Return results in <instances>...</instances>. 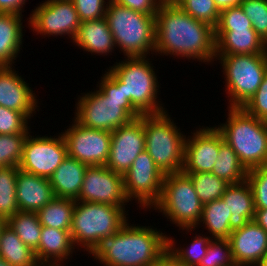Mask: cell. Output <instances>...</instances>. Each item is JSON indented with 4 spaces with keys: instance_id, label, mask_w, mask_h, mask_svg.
Here are the masks:
<instances>
[{
    "instance_id": "cell-31",
    "label": "cell",
    "mask_w": 267,
    "mask_h": 266,
    "mask_svg": "<svg viewBox=\"0 0 267 266\" xmlns=\"http://www.w3.org/2000/svg\"><path fill=\"white\" fill-rule=\"evenodd\" d=\"M7 224L27 247L37 251L42 229L37 212L18 211Z\"/></svg>"
},
{
    "instance_id": "cell-5",
    "label": "cell",
    "mask_w": 267,
    "mask_h": 266,
    "mask_svg": "<svg viewBox=\"0 0 267 266\" xmlns=\"http://www.w3.org/2000/svg\"><path fill=\"white\" fill-rule=\"evenodd\" d=\"M105 18L116 48L124 57H145L155 51V16L118 5L110 0Z\"/></svg>"
},
{
    "instance_id": "cell-18",
    "label": "cell",
    "mask_w": 267,
    "mask_h": 266,
    "mask_svg": "<svg viewBox=\"0 0 267 266\" xmlns=\"http://www.w3.org/2000/svg\"><path fill=\"white\" fill-rule=\"evenodd\" d=\"M14 68V66H0V106L22 112L31 119L33 114L36 115V110L39 112V99L29 87L30 84L26 83Z\"/></svg>"
},
{
    "instance_id": "cell-29",
    "label": "cell",
    "mask_w": 267,
    "mask_h": 266,
    "mask_svg": "<svg viewBox=\"0 0 267 266\" xmlns=\"http://www.w3.org/2000/svg\"><path fill=\"white\" fill-rule=\"evenodd\" d=\"M76 201L55 197L37 214L42 226L70 231Z\"/></svg>"
},
{
    "instance_id": "cell-17",
    "label": "cell",
    "mask_w": 267,
    "mask_h": 266,
    "mask_svg": "<svg viewBox=\"0 0 267 266\" xmlns=\"http://www.w3.org/2000/svg\"><path fill=\"white\" fill-rule=\"evenodd\" d=\"M193 131L186 137L182 172L211 173L224 138L215 126L199 125L198 130Z\"/></svg>"
},
{
    "instance_id": "cell-6",
    "label": "cell",
    "mask_w": 267,
    "mask_h": 266,
    "mask_svg": "<svg viewBox=\"0 0 267 266\" xmlns=\"http://www.w3.org/2000/svg\"><path fill=\"white\" fill-rule=\"evenodd\" d=\"M171 116L167 110L156 114H141L145 130V151L164 175L182 172L184 165L187 136Z\"/></svg>"
},
{
    "instance_id": "cell-52",
    "label": "cell",
    "mask_w": 267,
    "mask_h": 266,
    "mask_svg": "<svg viewBox=\"0 0 267 266\" xmlns=\"http://www.w3.org/2000/svg\"><path fill=\"white\" fill-rule=\"evenodd\" d=\"M0 266H13L10 263H8L5 259L0 257Z\"/></svg>"
},
{
    "instance_id": "cell-9",
    "label": "cell",
    "mask_w": 267,
    "mask_h": 266,
    "mask_svg": "<svg viewBox=\"0 0 267 266\" xmlns=\"http://www.w3.org/2000/svg\"><path fill=\"white\" fill-rule=\"evenodd\" d=\"M225 75L229 108H242L256 93L267 73V54L215 55Z\"/></svg>"
},
{
    "instance_id": "cell-41",
    "label": "cell",
    "mask_w": 267,
    "mask_h": 266,
    "mask_svg": "<svg viewBox=\"0 0 267 266\" xmlns=\"http://www.w3.org/2000/svg\"><path fill=\"white\" fill-rule=\"evenodd\" d=\"M215 31H231L235 29H253L250 19L240 5L221 10Z\"/></svg>"
},
{
    "instance_id": "cell-33",
    "label": "cell",
    "mask_w": 267,
    "mask_h": 266,
    "mask_svg": "<svg viewBox=\"0 0 267 266\" xmlns=\"http://www.w3.org/2000/svg\"><path fill=\"white\" fill-rule=\"evenodd\" d=\"M191 239V242L186 247H181L177 244L170 235L168 236V250L184 265L186 266H199L202 258L206 255L210 236L205 234H197ZM178 246V247H176ZM189 246V247H188ZM180 247V248H179Z\"/></svg>"
},
{
    "instance_id": "cell-49",
    "label": "cell",
    "mask_w": 267,
    "mask_h": 266,
    "mask_svg": "<svg viewBox=\"0 0 267 266\" xmlns=\"http://www.w3.org/2000/svg\"><path fill=\"white\" fill-rule=\"evenodd\" d=\"M214 1L218 9L221 11L226 8L240 5L243 0H214Z\"/></svg>"
},
{
    "instance_id": "cell-16",
    "label": "cell",
    "mask_w": 267,
    "mask_h": 266,
    "mask_svg": "<svg viewBox=\"0 0 267 266\" xmlns=\"http://www.w3.org/2000/svg\"><path fill=\"white\" fill-rule=\"evenodd\" d=\"M145 130L143 118L116 128L111 132V145L106 167L124 175L138 155L145 151Z\"/></svg>"
},
{
    "instance_id": "cell-15",
    "label": "cell",
    "mask_w": 267,
    "mask_h": 266,
    "mask_svg": "<svg viewBox=\"0 0 267 266\" xmlns=\"http://www.w3.org/2000/svg\"><path fill=\"white\" fill-rule=\"evenodd\" d=\"M75 201L125 207L129 201L125 193L123 175L112 171L106 165L88 166L80 194Z\"/></svg>"
},
{
    "instance_id": "cell-8",
    "label": "cell",
    "mask_w": 267,
    "mask_h": 266,
    "mask_svg": "<svg viewBox=\"0 0 267 266\" xmlns=\"http://www.w3.org/2000/svg\"><path fill=\"white\" fill-rule=\"evenodd\" d=\"M178 229L192 232L198 229L203 204L197 196L191 179L183 172L164 176L161 196L152 207Z\"/></svg>"
},
{
    "instance_id": "cell-13",
    "label": "cell",
    "mask_w": 267,
    "mask_h": 266,
    "mask_svg": "<svg viewBox=\"0 0 267 266\" xmlns=\"http://www.w3.org/2000/svg\"><path fill=\"white\" fill-rule=\"evenodd\" d=\"M27 135L19 169L49 179L68 156L67 144L62 133L55 136ZM42 136V137H41Z\"/></svg>"
},
{
    "instance_id": "cell-19",
    "label": "cell",
    "mask_w": 267,
    "mask_h": 266,
    "mask_svg": "<svg viewBox=\"0 0 267 266\" xmlns=\"http://www.w3.org/2000/svg\"><path fill=\"white\" fill-rule=\"evenodd\" d=\"M229 243L236 266H259L267 252V232L254 220L233 230Z\"/></svg>"
},
{
    "instance_id": "cell-10",
    "label": "cell",
    "mask_w": 267,
    "mask_h": 266,
    "mask_svg": "<svg viewBox=\"0 0 267 266\" xmlns=\"http://www.w3.org/2000/svg\"><path fill=\"white\" fill-rule=\"evenodd\" d=\"M81 95L77 98L74 119L85 127L112 132L141 116L130 101L110 100L98 88Z\"/></svg>"
},
{
    "instance_id": "cell-24",
    "label": "cell",
    "mask_w": 267,
    "mask_h": 266,
    "mask_svg": "<svg viewBox=\"0 0 267 266\" xmlns=\"http://www.w3.org/2000/svg\"><path fill=\"white\" fill-rule=\"evenodd\" d=\"M221 199L227 203V207L231 211L229 224L232 231L243 227L248 221L254 220L253 192L247 180L238 184H230Z\"/></svg>"
},
{
    "instance_id": "cell-14",
    "label": "cell",
    "mask_w": 267,
    "mask_h": 266,
    "mask_svg": "<svg viewBox=\"0 0 267 266\" xmlns=\"http://www.w3.org/2000/svg\"><path fill=\"white\" fill-rule=\"evenodd\" d=\"M63 132L68 156L88 166L106 165L111 145V132L92 129L79 124L74 118Z\"/></svg>"
},
{
    "instance_id": "cell-44",
    "label": "cell",
    "mask_w": 267,
    "mask_h": 266,
    "mask_svg": "<svg viewBox=\"0 0 267 266\" xmlns=\"http://www.w3.org/2000/svg\"><path fill=\"white\" fill-rule=\"evenodd\" d=\"M104 75L102 74L98 87L110 100L129 101L123 87H120V80L107 68Z\"/></svg>"
},
{
    "instance_id": "cell-27",
    "label": "cell",
    "mask_w": 267,
    "mask_h": 266,
    "mask_svg": "<svg viewBox=\"0 0 267 266\" xmlns=\"http://www.w3.org/2000/svg\"><path fill=\"white\" fill-rule=\"evenodd\" d=\"M0 257L13 266H39L35 253L7 224L0 235Z\"/></svg>"
},
{
    "instance_id": "cell-25",
    "label": "cell",
    "mask_w": 267,
    "mask_h": 266,
    "mask_svg": "<svg viewBox=\"0 0 267 266\" xmlns=\"http://www.w3.org/2000/svg\"><path fill=\"white\" fill-rule=\"evenodd\" d=\"M88 165L67 156L49 178L55 197L76 200Z\"/></svg>"
},
{
    "instance_id": "cell-46",
    "label": "cell",
    "mask_w": 267,
    "mask_h": 266,
    "mask_svg": "<svg viewBox=\"0 0 267 266\" xmlns=\"http://www.w3.org/2000/svg\"><path fill=\"white\" fill-rule=\"evenodd\" d=\"M27 0H0V13L23 15Z\"/></svg>"
},
{
    "instance_id": "cell-28",
    "label": "cell",
    "mask_w": 267,
    "mask_h": 266,
    "mask_svg": "<svg viewBox=\"0 0 267 266\" xmlns=\"http://www.w3.org/2000/svg\"><path fill=\"white\" fill-rule=\"evenodd\" d=\"M231 211L222 199H217L203 205L202 216L199 228L208 230L210 238L228 239L232 230L230 229L229 218ZM201 223L203 225H201Z\"/></svg>"
},
{
    "instance_id": "cell-40",
    "label": "cell",
    "mask_w": 267,
    "mask_h": 266,
    "mask_svg": "<svg viewBox=\"0 0 267 266\" xmlns=\"http://www.w3.org/2000/svg\"><path fill=\"white\" fill-rule=\"evenodd\" d=\"M246 180L253 192L255 209H267V165L249 170Z\"/></svg>"
},
{
    "instance_id": "cell-54",
    "label": "cell",
    "mask_w": 267,
    "mask_h": 266,
    "mask_svg": "<svg viewBox=\"0 0 267 266\" xmlns=\"http://www.w3.org/2000/svg\"><path fill=\"white\" fill-rule=\"evenodd\" d=\"M39 266H64V265L63 264L62 265L40 264Z\"/></svg>"
},
{
    "instance_id": "cell-45",
    "label": "cell",
    "mask_w": 267,
    "mask_h": 266,
    "mask_svg": "<svg viewBox=\"0 0 267 266\" xmlns=\"http://www.w3.org/2000/svg\"><path fill=\"white\" fill-rule=\"evenodd\" d=\"M120 6L130 8L144 14L155 16L158 12L159 0H112Z\"/></svg>"
},
{
    "instance_id": "cell-36",
    "label": "cell",
    "mask_w": 267,
    "mask_h": 266,
    "mask_svg": "<svg viewBox=\"0 0 267 266\" xmlns=\"http://www.w3.org/2000/svg\"><path fill=\"white\" fill-rule=\"evenodd\" d=\"M28 134L0 135V167H19Z\"/></svg>"
},
{
    "instance_id": "cell-34",
    "label": "cell",
    "mask_w": 267,
    "mask_h": 266,
    "mask_svg": "<svg viewBox=\"0 0 267 266\" xmlns=\"http://www.w3.org/2000/svg\"><path fill=\"white\" fill-rule=\"evenodd\" d=\"M192 181L194 189L201 203L212 202L221 199L226 188L230 185L225 180L216 177L212 173H184Z\"/></svg>"
},
{
    "instance_id": "cell-22",
    "label": "cell",
    "mask_w": 267,
    "mask_h": 266,
    "mask_svg": "<svg viewBox=\"0 0 267 266\" xmlns=\"http://www.w3.org/2000/svg\"><path fill=\"white\" fill-rule=\"evenodd\" d=\"M74 45L87 53L97 56L112 55L116 48L114 37L110 31L105 17L97 20H89L80 23L77 34L73 41Z\"/></svg>"
},
{
    "instance_id": "cell-11",
    "label": "cell",
    "mask_w": 267,
    "mask_h": 266,
    "mask_svg": "<svg viewBox=\"0 0 267 266\" xmlns=\"http://www.w3.org/2000/svg\"><path fill=\"white\" fill-rule=\"evenodd\" d=\"M164 176L149 154L141 152L123 175L128 201L134 200L139 208L150 211L159 201Z\"/></svg>"
},
{
    "instance_id": "cell-38",
    "label": "cell",
    "mask_w": 267,
    "mask_h": 266,
    "mask_svg": "<svg viewBox=\"0 0 267 266\" xmlns=\"http://www.w3.org/2000/svg\"><path fill=\"white\" fill-rule=\"evenodd\" d=\"M240 6L250 19L253 29L265 41L267 39V0H243Z\"/></svg>"
},
{
    "instance_id": "cell-39",
    "label": "cell",
    "mask_w": 267,
    "mask_h": 266,
    "mask_svg": "<svg viewBox=\"0 0 267 266\" xmlns=\"http://www.w3.org/2000/svg\"><path fill=\"white\" fill-rule=\"evenodd\" d=\"M29 121L22 112L0 106V135L29 134Z\"/></svg>"
},
{
    "instance_id": "cell-23",
    "label": "cell",
    "mask_w": 267,
    "mask_h": 266,
    "mask_svg": "<svg viewBox=\"0 0 267 266\" xmlns=\"http://www.w3.org/2000/svg\"><path fill=\"white\" fill-rule=\"evenodd\" d=\"M267 54L265 42L254 29L215 31V55Z\"/></svg>"
},
{
    "instance_id": "cell-1",
    "label": "cell",
    "mask_w": 267,
    "mask_h": 266,
    "mask_svg": "<svg viewBox=\"0 0 267 266\" xmlns=\"http://www.w3.org/2000/svg\"><path fill=\"white\" fill-rule=\"evenodd\" d=\"M155 30L156 56L192 59L205 65L216 61L214 27L194 19L178 4H160L155 15Z\"/></svg>"
},
{
    "instance_id": "cell-53",
    "label": "cell",
    "mask_w": 267,
    "mask_h": 266,
    "mask_svg": "<svg viewBox=\"0 0 267 266\" xmlns=\"http://www.w3.org/2000/svg\"><path fill=\"white\" fill-rule=\"evenodd\" d=\"M259 266H267V252L264 255V258Z\"/></svg>"
},
{
    "instance_id": "cell-26",
    "label": "cell",
    "mask_w": 267,
    "mask_h": 266,
    "mask_svg": "<svg viewBox=\"0 0 267 266\" xmlns=\"http://www.w3.org/2000/svg\"><path fill=\"white\" fill-rule=\"evenodd\" d=\"M23 15L0 13V66H13L22 50Z\"/></svg>"
},
{
    "instance_id": "cell-50",
    "label": "cell",
    "mask_w": 267,
    "mask_h": 266,
    "mask_svg": "<svg viewBox=\"0 0 267 266\" xmlns=\"http://www.w3.org/2000/svg\"><path fill=\"white\" fill-rule=\"evenodd\" d=\"M7 225V220L5 218L0 217V235L2 230L6 227Z\"/></svg>"
},
{
    "instance_id": "cell-47",
    "label": "cell",
    "mask_w": 267,
    "mask_h": 266,
    "mask_svg": "<svg viewBox=\"0 0 267 266\" xmlns=\"http://www.w3.org/2000/svg\"><path fill=\"white\" fill-rule=\"evenodd\" d=\"M151 266H186L167 250Z\"/></svg>"
},
{
    "instance_id": "cell-21",
    "label": "cell",
    "mask_w": 267,
    "mask_h": 266,
    "mask_svg": "<svg viewBox=\"0 0 267 266\" xmlns=\"http://www.w3.org/2000/svg\"><path fill=\"white\" fill-rule=\"evenodd\" d=\"M74 249L70 231L42 226L35 257L39 264L64 265L73 258Z\"/></svg>"
},
{
    "instance_id": "cell-51",
    "label": "cell",
    "mask_w": 267,
    "mask_h": 266,
    "mask_svg": "<svg viewBox=\"0 0 267 266\" xmlns=\"http://www.w3.org/2000/svg\"><path fill=\"white\" fill-rule=\"evenodd\" d=\"M161 4L177 3L179 0H159Z\"/></svg>"
},
{
    "instance_id": "cell-42",
    "label": "cell",
    "mask_w": 267,
    "mask_h": 266,
    "mask_svg": "<svg viewBox=\"0 0 267 266\" xmlns=\"http://www.w3.org/2000/svg\"><path fill=\"white\" fill-rule=\"evenodd\" d=\"M81 22L105 17L110 0H72Z\"/></svg>"
},
{
    "instance_id": "cell-3",
    "label": "cell",
    "mask_w": 267,
    "mask_h": 266,
    "mask_svg": "<svg viewBox=\"0 0 267 266\" xmlns=\"http://www.w3.org/2000/svg\"><path fill=\"white\" fill-rule=\"evenodd\" d=\"M126 207L76 201L70 229L75 248L90 255L128 221Z\"/></svg>"
},
{
    "instance_id": "cell-7",
    "label": "cell",
    "mask_w": 267,
    "mask_h": 266,
    "mask_svg": "<svg viewBox=\"0 0 267 266\" xmlns=\"http://www.w3.org/2000/svg\"><path fill=\"white\" fill-rule=\"evenodd\" d=\"M149 60V56L125 57L109 67L120 80V87H123L126 99L140 114H156L166 110L159 101L161 99H157L160 98V85L155 66Z\"/></svg>"
},
{
    "instance_id": "cell-48",
    "label": "cell",
    "mask_w": 267,
    "mask_h": 266,
    "mask_svg": "<svg viewBox=\"0 0 267 266\" xmlns=\"http://www.w3.org/2000/svg\"><path fill=\"white\" fill-rule=\"evenodd\" d=\"M254 221L267 232V209H255Z\"/></svg>"
},
{
    "instance_id": "cell-12",
    "label": "cell",
    "mask_w": 267,
    "mask_h": 266,
    "mask_svg": "<svg viewBox=\"0 0 267 266\" xmlns=\"http://www.w3.org/2000/svg\"><path fill=\"white\" fill-rule=\"evenodd\" d=\"M27 20L28 27L41 37L67 35L72 41L81 23L72 0H45L32 9Z\"/></svg>"
},
{
    "instance_id": "cell-4",
    "label": "cell",
    "mask_w": 267,
    "mask_h": 266,
    "mask_svg": "<svg viewBox=\"0 0 267 266\" xmlns=\"http://www.w3.org/2000/svg\"><path fill=\"white\" fill-rule=\"evenodd\" d=\"M228 108L225 123L215 125L247 171L267 165V123L242 108Z\"/></svg>"
},
{
    "instance_id": "cell-20",
    "label": "cell",
    "mask_w": 267,
    "mask_h": 266,
    "mask_svg": "<svg viewBox=\"0 0 267 266\" xmlns=\"http://www.w3.org/2000/svg\"><path fill=\"white\" fill-rule=\"evenodd\" d=\"M17 203L19 211L38 212L55 198L49 179L18 169Z\"/></svg>"
},
{
    "instance_id": "cell-37",
    "label": "cell",
    "mask_w": 267,
    "mask_h": 266,
    "mask_svg": "<svg viewBox=\"0 0 267 266\" xmlns=\"http://www.w3.org/2000/svg\"><path fill=\"white\" fill-rule=\"evenodd\" d=\"M199 266H236L229 239L211 238Z\"/></svg>"
},
{
    "instance_id": "cell-32",
    "label": "cell",
    "mask_w": 267,
    "mask_h": 266,
    "mask_svg": "<svg viewBox=\"0 0 267 266\" xmlns=\"http://www.w3.org/2000/svg\"><path fill=\"white\" fill-rule=\"evenodd\" d=\"M19 167H0V217L7 221L18 211L16 180Z\"/></svg>"
},
{
    "instance_id": "cell-43",
    "label": "cell",
    "mask_w": 267,
    "mask_h": 266,
    "mask_svg": "<svg viewBox=\"0 0 267 266\" xmlns=\"http://www.w3.org/2000/svg\"><path fill=\"white\" fill-rule=\"evenodd\" d=\"M242 109L251 116L267 121V73L256 93Z\"/></svg>"
},
{
    "instance_id": "cell-35",
    "label": "cell",
    "mask_w": 267,
    "mask_h": 266,
    "mask_svg": "<svg viewBox=\"0 0 267 266\" xmlns=\"http://www.w3.org/2000/svg\"><path fill=\"white\" fill-rule=\"evenodd\" d=\"M178 4L188 15L216 27L220 18V10L214 0H179Z\"/></svg>"
},
{
    "instance_id": "cell-30",
    "label": "cell",
    "mask_w": 267,
    "mask_h": 266,
    "mask_svg": "<svg viewBox=\"0 0 267 266\" xmlns=\"http://www.w3.org/2000/svg\"><path fill=\"white\" fill-rule=\"evenodd\" d=\"M211 173L229 184H238L246 180L248 171L241 164L233 149L223 141Z\"/></svg>"
},
{
    "instance_id": "cell-2",
    "label": "cell",
    "mask_w": 267,
    "mask_h": 266,
    "mask_svg": "<svg viewBox=\"0 0 267 266\" xmlns=\"http://www.w3.org/2000/svg\"><path fill=\"white\" fill-rule=\"evenodd\" d=\"M129 221L93 252L96 262L102 266H151L167 250L166 233Z\"/></svg>"
}]
</instances>
